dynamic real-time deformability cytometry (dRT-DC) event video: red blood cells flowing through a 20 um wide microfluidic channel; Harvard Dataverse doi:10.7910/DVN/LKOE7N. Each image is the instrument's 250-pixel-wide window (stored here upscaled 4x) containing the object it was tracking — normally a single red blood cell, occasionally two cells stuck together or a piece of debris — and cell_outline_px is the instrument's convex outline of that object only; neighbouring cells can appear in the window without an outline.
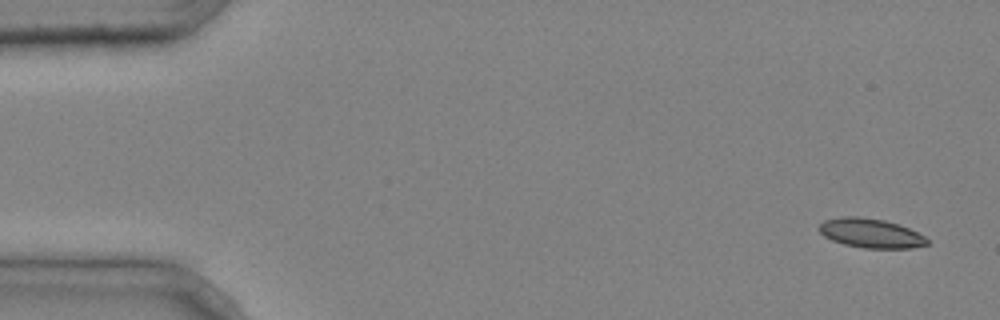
{"species": "common noctule bat (a hibernating species)", "species_latin": "Nyctalus noctula", "temperature_condition": "cold", "stored_images_in_passage": 4, "camera_frame_rate_fps": 3000, "um_per_image_px": 0.085, "animal": {"sex": "male", "body_mass_g": 20.4}, "frame": {"image": 1, "passage_image": 1, "time_ms": 0.0, "image_size_px": [1000, 320], "cell_outline_px": [[928, 244], [912, 248], [864, 248], [844, 244], [832, 240], [824, 236], [820, 232], [820, 224], [824, 220], [844, 216], [856, 216], [884, 220], [900, 224], [924, 236], [928, 240]], "centroid_in_image_um": [74.02, 19.82], "position_along_channel_um": 11.0, "area_um2": 18.32}}
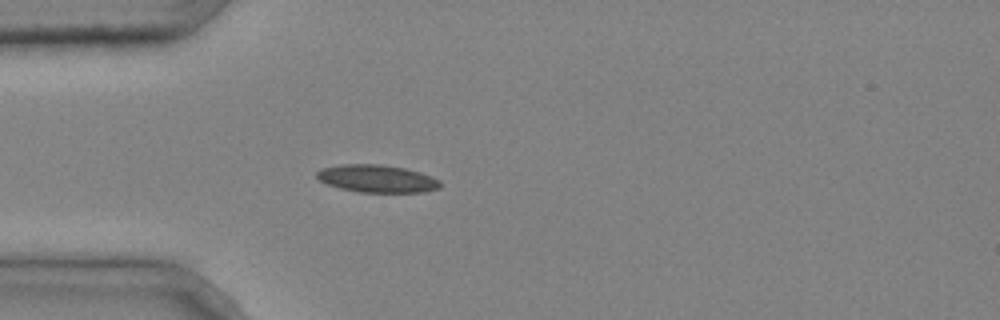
{"frame": {"image": 2, "passage_image": 4, "time_ms": 1.0, "image_size_px": [1000, 320], "cell_outline_px": [[440, 188], [424, 192], [360, 192], [340, 188], [328, 184], [320, 180], [316, 176], [316, 172], [324, 168], [340, 164], [380, 164], [404, 168], [420, 172], [432, 176], [440, 180]], "centroid_in_image_um": [32.07, 15.18], "position_along_channel_um": 52.9, "area_um2": 19.77}}